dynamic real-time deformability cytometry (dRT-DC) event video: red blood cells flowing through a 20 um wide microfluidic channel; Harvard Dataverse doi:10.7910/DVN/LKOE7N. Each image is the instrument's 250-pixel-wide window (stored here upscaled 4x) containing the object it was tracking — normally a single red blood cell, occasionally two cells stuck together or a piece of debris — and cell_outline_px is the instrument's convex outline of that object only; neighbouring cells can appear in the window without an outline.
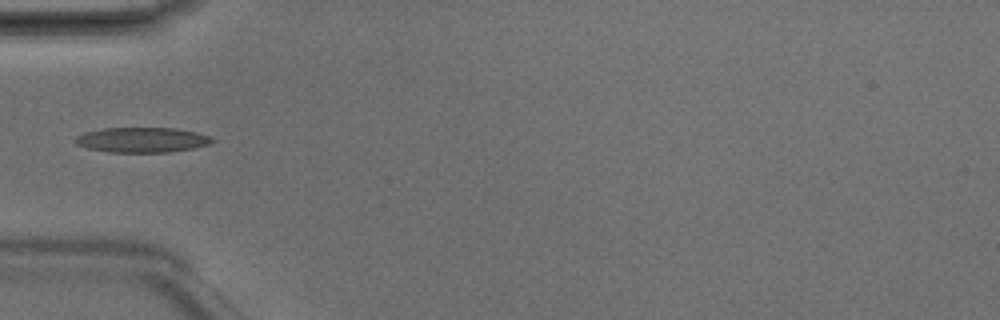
{"species": "Egyptian fruit bat (a non-hibernating species)", "species_latin": "Rousettus aegyptiacus", "temperature_condition": "room temperature", "stored_images_in_passage": 1, "camera_frame_rate_fps": 3000, "um_per_image_px": 0.085, "animal": {"sex": "male"}, "frame": {"image": 1, "passage_image": 1, "time_ms": 0.0, "image_size_px": [1000, 320], "cell_outline_px": [[216, 140], [212, 144], [192, 148], [168, 152], [108, 152], [88, 148], [76, 144], [72, 140], [76, 136], [84, 132], [104, 128], [176, 128], [196, 132], [208, 136]], "centroid_in_image_um": [12.06, 11.89], "position_along_channel_um": 72.9, "area_um2": 20.06}}